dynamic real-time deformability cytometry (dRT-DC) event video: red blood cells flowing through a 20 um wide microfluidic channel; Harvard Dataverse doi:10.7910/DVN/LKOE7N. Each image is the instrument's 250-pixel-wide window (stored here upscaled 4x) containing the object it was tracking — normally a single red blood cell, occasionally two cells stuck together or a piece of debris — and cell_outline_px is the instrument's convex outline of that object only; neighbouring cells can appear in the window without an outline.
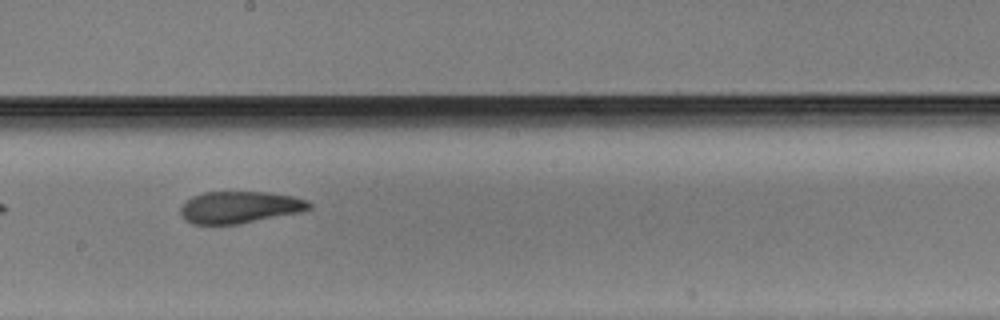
{"species": "Egyptian fruit bat (a non-hibernating species)", "species_latin": "Rousettus aegyptiacus", "temperature_condition": "warm", "stored_images_in_passage": 23, "camera_frame_rate_fps": 3000, "um_per_image_px": 0.085, "animal": {"sex": "male"}, "frame": {"image": 1, "passage_image": 14, "time_ms": 4.333, "image_size_px": [1000, 320], "cell_outline_px": [[312, 208], [300, 212], [240, 224], [192, 224], [184, 220], [180, 212], [180, 208], [192, 196], [204, 192], [268, 192], [296, 196], [308, 200], [312, 204]], "centroid_in_image_um": [20.41, 17.61], "position_along_channel_um": 227.8, "area_um2": 24.1}}